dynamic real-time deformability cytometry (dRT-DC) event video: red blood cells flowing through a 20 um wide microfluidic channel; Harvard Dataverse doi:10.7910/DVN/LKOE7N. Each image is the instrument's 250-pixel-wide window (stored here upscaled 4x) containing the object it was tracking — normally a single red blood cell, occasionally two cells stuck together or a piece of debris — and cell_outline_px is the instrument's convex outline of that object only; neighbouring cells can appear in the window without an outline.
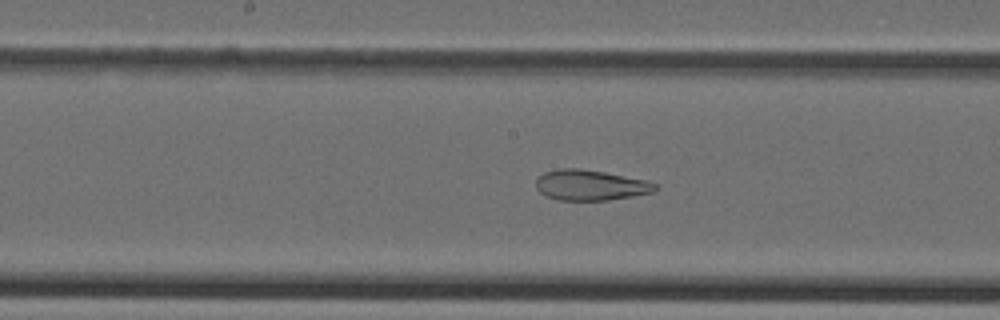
{"species": "Egyptian fruit bat (a non-hibernating species)", "species_latin": "Rousettus aegyptiacus", "temperature_condition": "cold", "stored_images_in_passage": 46, "camera_frame_rate_fps": 3000, "um_per_image_px": 0.085, "animal": {"sex": "female"}, "frame": {"image": 1, "passage_image": 23, "time_ms": 7.333, "image_size_px": [1000, 320], "cell_outline_px": [[660, 188], [652, 192], [632, 196], [608, 200], [556, 200], [544, 196], [536, 188], [536, 180], [544, 172], [560, 168], [580, 168], [604, 172], [644, 180], [656, 184]], "centroid_in_image_um": [50.15, 15.74], "position_along_channel_um": 198.1, "area_um2": 21.15}}
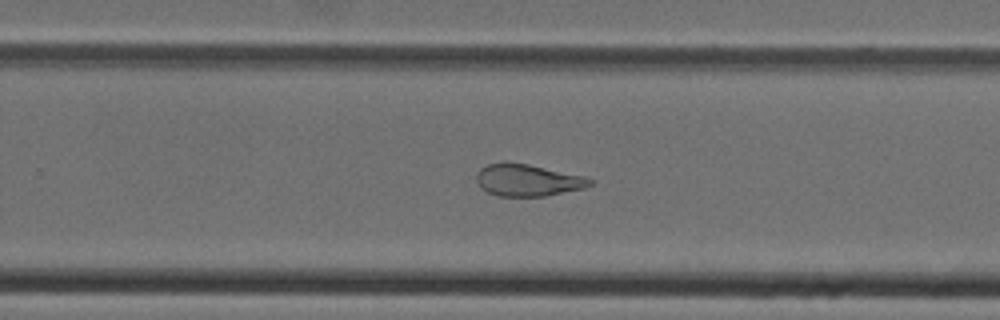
{"frame": {"image": 2, "passage_image": 29, "time_ms": 9.333, "image_size_px": [1000, 320], "cell_outline_px": [[592, 184], [584, 188], [544, 196], [500, 196], [488, 192], [480, 188], [476, 180], [476, 172], [480, 168], [488, 164], [504, 160], [508, 160], [528, 164], [584, 176], [592, 180]], "centroid_in_image_um": [44.79, 15.29], "position_along_channel_um": 285.0, "area_um2": 21.33}}
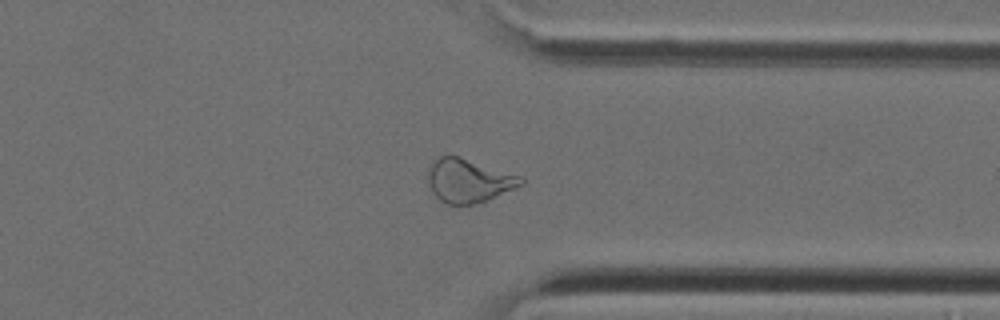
{"frame": {"image": 3, "passage_image": 35, "time_ms": 11.333, "image_size_px": [1000, 320], "cell_outline_px": [[524, 184], [476, 204], [444, 204], [432, 192], [428, 180], [428, 172], [432, 160], [440, 156], [460, 156], [524, 176]], "centroid_in_image_um": [39.85, 15.34], "position_along_channel_um": 371.6, "area_um2": 23.76}}